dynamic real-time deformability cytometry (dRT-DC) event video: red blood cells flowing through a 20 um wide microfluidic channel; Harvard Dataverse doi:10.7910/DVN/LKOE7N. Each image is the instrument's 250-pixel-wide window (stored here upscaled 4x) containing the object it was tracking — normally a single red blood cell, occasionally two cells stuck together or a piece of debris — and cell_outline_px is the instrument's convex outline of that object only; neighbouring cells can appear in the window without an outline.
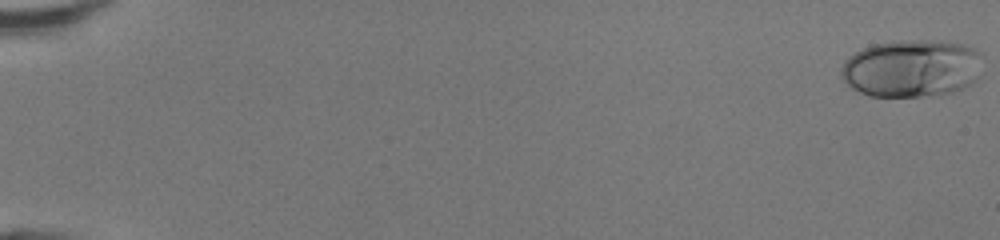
{"species": "human", "species_latin": "Homo sapiens", "temperature_condition": "room temperature", "stored_images_in_passage": 49, "camera_frame_rate_fps": 3000, "um_per_image_px": 0.085, "donor": {"sex": "female"}, "frame": {"image": 1, "passage_image": 1, "time_ms": 0.0, "image_size_px": [1000, 240], "cell_outline_px": [[980, 76], [968, 84], [952, 92], [920, 96], [868, 96], [852, 88], [844, 80], [840, 72], [840, 68], [844, 60], [848, 56], [872, 44], [892, 40], [944, 40], [964, 44], [980, 52]], "centroid_in_image_um": [77.46, 5.78], "position_along_channel_um": 7.5, "area_um2": 47.69}}
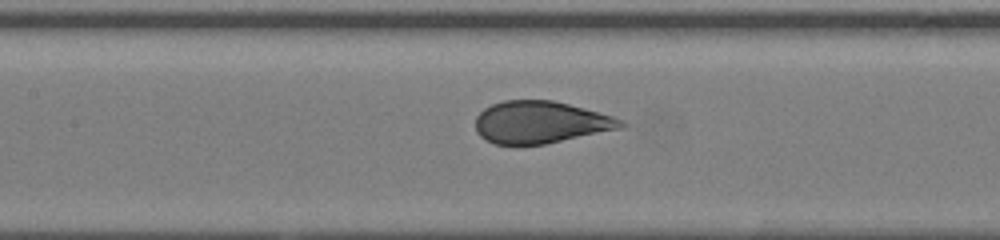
{"frame": {"image": 2, "passage_image": 25, "time_ms": 8.0, "image_size_px": [1000, 240], "cell_outline_px": [[628, 124], [624, 128], [544, 144], [516, 148], [496, 144], [480, 136], [476, 132], [476, 116], [484, 108], [492, 104], [504, 100], [552, 100], [584, 108], [612, 116], [624, 120]], "centroid_in_image_um": [45.93, 10.42], "position_along_channel_um": 161.5, "area_um2": 36.36}}
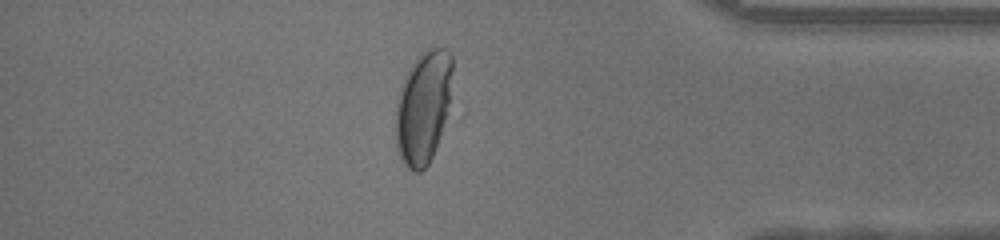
{"frame": {"image": 3, "passage_image": 43, "time_ms": 14.0, "image_size_px": [1000, 240], "cell_outline_px": [[452, 72], [448, 104], [440, 136], [432, 156], [428, 164], [420, 172], [416, 172], [408, 168], [404, 164], [396, 148], [396, 100], [404, 76], [408, 68], [416, 56], [420, 52], [428, 48], [444, 48], [452, 56]], "centroid_in_image_um": [35.94, 9.08], "position_along_channel_um": 399.3, "area_um2": 37.11}, "authors_computed_cell_mechanics": {"area_um2": 38.6104, "velocity_mm_per_s": 4.3258, "shape_relaxation_time_tau1_ms": 3.1563, "shape_relaxation_time_tau2_ms": null, "deformation_change_tau1": 0.1721, "deformation_change_tau2": null}}